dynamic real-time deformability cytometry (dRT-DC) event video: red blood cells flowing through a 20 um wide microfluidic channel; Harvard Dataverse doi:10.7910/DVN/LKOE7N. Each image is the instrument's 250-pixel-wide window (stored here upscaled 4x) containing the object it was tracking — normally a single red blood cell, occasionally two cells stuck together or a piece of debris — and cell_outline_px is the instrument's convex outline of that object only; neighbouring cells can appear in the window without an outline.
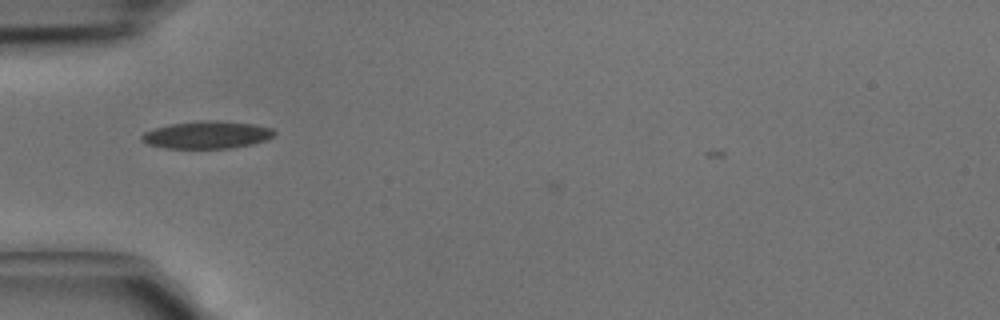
{"species": "common noctule bat (a hibernating species)", "species_latin": "Nyctalus noctula", "temperature_condition": "cold", "stored_images_in_passage": 2, "camera_frame_rate_fps": 3000, "um_per_image_px": 0.085, "animal": {"sex": "male", "body_mass_g": 15.6}, "frame": {"image": 1, "passage_image": 2, "time_ms": 0.333, "image_size_px": [1000, 320], "cell_outline_px": [[276, 132], [268, 140], [252, 144], [232, 148], [164, 148], [148, 144], [140, 140], [140, 136], [144, 132], [156, 128], [172, 124], [196, 120], [220, 120], [256, 124], [272, 128]], "centroid_in_image_um": [17.62, 11.45], "position_along_channel_um": 67.4, "area_um2": 21.44}}